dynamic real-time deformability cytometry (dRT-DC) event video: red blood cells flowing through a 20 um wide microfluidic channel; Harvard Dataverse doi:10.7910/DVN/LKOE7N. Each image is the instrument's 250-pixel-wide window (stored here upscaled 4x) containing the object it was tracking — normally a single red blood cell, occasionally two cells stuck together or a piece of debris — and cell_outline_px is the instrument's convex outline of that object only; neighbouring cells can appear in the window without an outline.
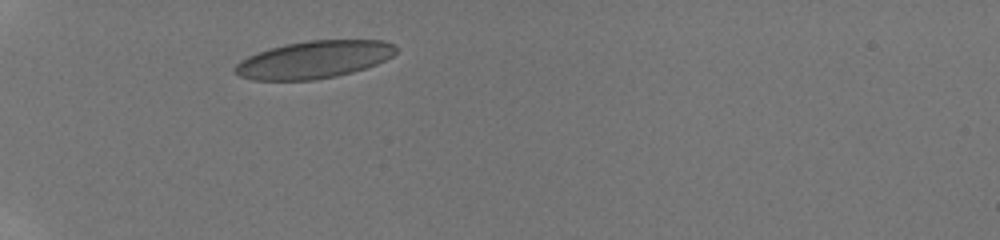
{"species": "human", "species_latin": "Homo sapiens", "temperature_condition": "room temperature", "stored_images_in_passage": 47, "camera_frame_rate_fps": 3000, "um_per_image_px": 0.085, "donor": {"sex": "male"}, "frame": {"image": 1, "passage_image": 1, "time_ms": 0.0, "image_size_px": [1000, 240], "cell_outline_px": [[396, 52], [392, 56], [376, 64], [352, 72], [336, 76], [316, 80], [252, 80], [240, 76], [232, 72], [232, 68], [240, 60], [256, 52], [268, 48], [284, 44], [308, 40], [384, 40], [396, 44]], "centroid_in_image_um": [26.65, 5.06], "position_along_channel_um": 58.4, "area_um2": 35.43}}
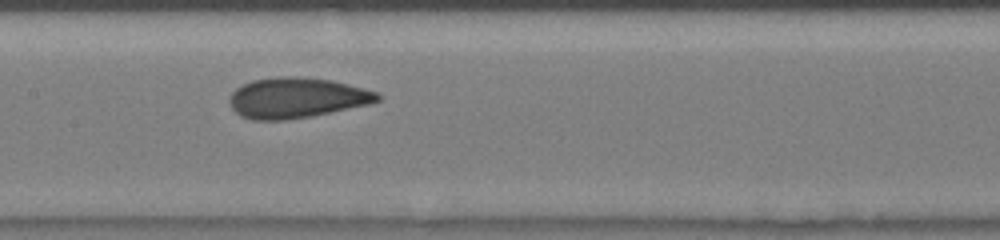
{"frame": {"image": 2, "passage_image": 15, "time_ms": 3.667, "image_size_px": [1000, 240], "cell_outline_px": [[380, 100], [368, 104], [308, 116], [284, 120], [252, 120], [240, 116], [232, 108], [228, 100], [232, 92], [236, 88], [252, 80], [276, 76], [296, 76], [332, 80], [380, 92]], "centroid_in_image_um": [25.19, 8.3], "position_along_channel_um": 182.2, "area_um2": 34.74}}
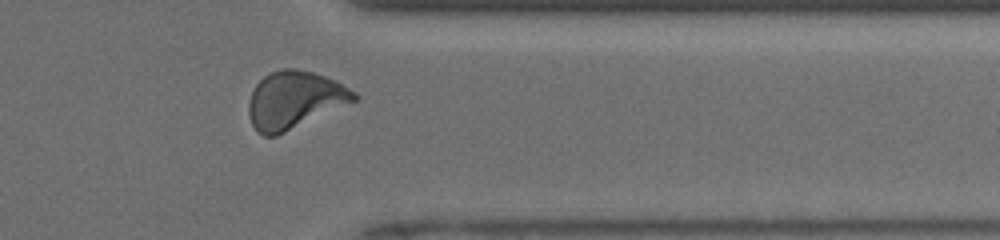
{"frame": {"image": 3, "passage_image": 34, "time_ms": 8.667, "image_size_px": [1000, 240], "cell_outline_px": [[360, 96], [356, 100], [276, 136], [264, 136], [256, 132], [252, 124], [248, 112], [248, 104], [252, 92], [256, 84], [264, 76], [280, 68], [296, 68], [312, 72], [336, 80], [356, 92]], "centroid_in_image_um": [25.02, 8.49], "position_along_channel_um": 386.4, "area_um2": 35.08}, "authors_computed_cell_mechanics": {"area_um2": 33.4084, "velocity_mm_per_s": 4.1102, "shape_relaxation_time_tau1_ms": 4.7011, "shape_relaxation_time_tau2_ms": 0.8621, "deformation_change_tau1": 0.1363, "deformation_change_tau2": 0.0541}}